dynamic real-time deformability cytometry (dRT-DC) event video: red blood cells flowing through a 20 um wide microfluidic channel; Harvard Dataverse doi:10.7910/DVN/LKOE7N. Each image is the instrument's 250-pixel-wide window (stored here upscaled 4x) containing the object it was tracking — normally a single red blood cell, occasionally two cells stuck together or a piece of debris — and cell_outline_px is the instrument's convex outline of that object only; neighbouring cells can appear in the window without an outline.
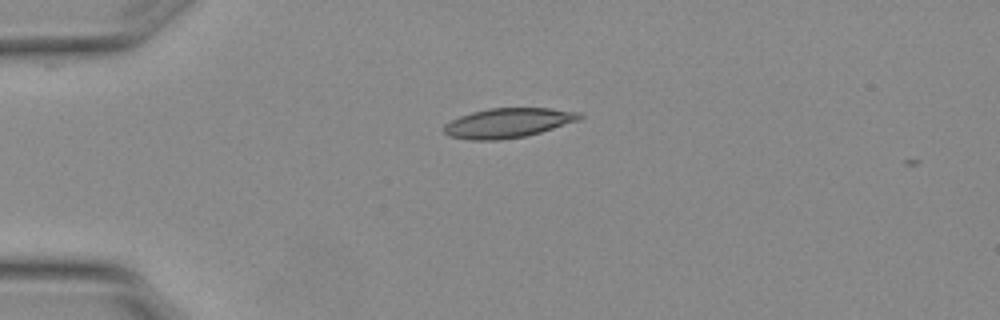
{"species": "Egyptian fruit bat (a non-hibernating species)", "species_latin": "Rousettus aegyptiacus", "temperature_condition": "warm", "stored_images_in_passage": 3, "camera_frame_rate_fps": 3000, "um_per_image_px": 0.085, "animal": {"sex": "female"}, "frame": {"image": 1, "passage_image": 1, "time_ms": 0.0, "image_size_px": [1000, 320], "cell_outline_px": [[584, 116], [580, 120], [540, 132], [524, 136], [500, 140], [472, 140], [448, 136], [444, 132], [444, 124], [460, 116], [472, 112], [488, 108], [552, 108], [580, 112]], "centroid_in_image_um": [43.19, 10.44], "position_along_channel_um": 41.8, "area_um2": 23.41}}
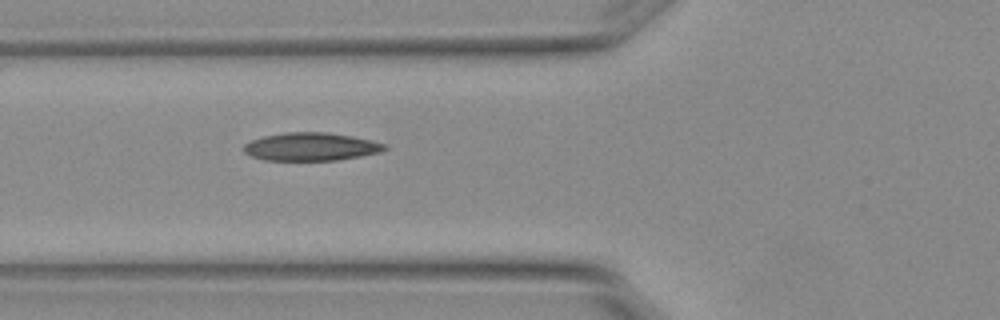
{"frame": {"image": 2, "passage_image": 3, "time_ms": 0.667, "image_size_px": [1000, 320], "cell_outline_px": [[388, 148], [380, 152], [360, 156], [336, 160], [264, 160], [252, 156], [244, 152], [244, 144], [252, 140], [264, 136], [284, 132], [328, 132], [352, 136], [372, 140], [388, 144]], "centroid_in_image_um": [26.46, 12.46], "position_along_channel_um": 99.3, "area_um2": 23.06}}